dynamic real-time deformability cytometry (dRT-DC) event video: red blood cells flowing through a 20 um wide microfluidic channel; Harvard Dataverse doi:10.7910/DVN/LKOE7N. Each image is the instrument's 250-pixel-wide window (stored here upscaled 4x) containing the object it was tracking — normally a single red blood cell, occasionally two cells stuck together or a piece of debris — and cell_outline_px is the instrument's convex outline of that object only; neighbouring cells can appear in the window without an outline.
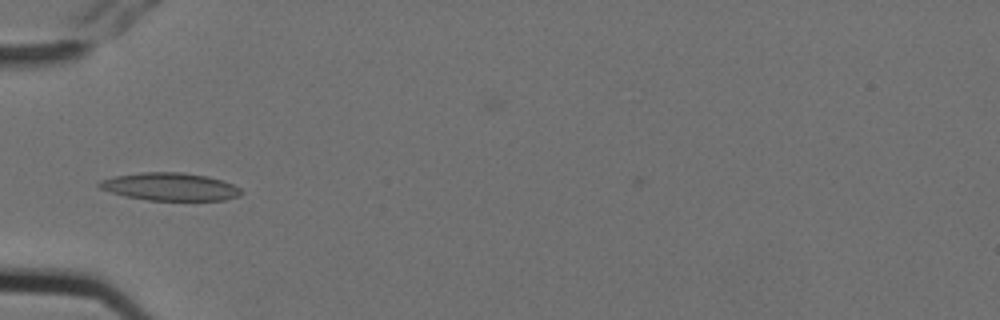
{"species": "Egyptian fruit bat (a non-hibernating species)", "species_latin": "Rousettus aegyptiacus", "temperature_condition": "cold", "stored_images_in_passage": 6, "camera_frame_rate_fps": 3000, "um_per_image_px": 0.085, "animal": {"sex": "female"}, "frame": {"image": 1, "passage_image": 5, "time_ms": 1.333, "image_size_px": [1000, 320], "cell_outline_px": [[244, 192], [240, 196], [224, 200], [148, 200], [124, 196], [100, 188], [96, 184], [100, 180], [116, 176], [140, 172], [184, 172], [208, 176], [224, 180], [240, 188]], "centroid_in_image_um": [14.49, 15.86], "position_along_channel_um": 70.5, "area_um2": 23.12}}
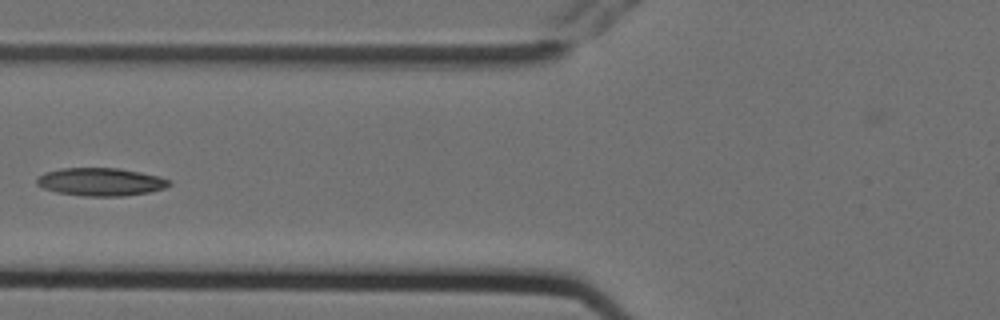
{"frame": {"image": 2, "passage_image": 6, "time_ms": 1.667, "image_size_px": [1000, 320], "cell_outline_px": [[172, 184], [164, 188], [148, 192], [124, 196], [84, 196], [56, 192], [44, 188], [36, 184], [36, 180], [44, 172], [60, 168], [120, 168], [160, 176], [172, 180]], "centroid_in_image_um": [8.58, 15.45], "position_along_channel_um": 117.2, "area_um2": 21.68}}